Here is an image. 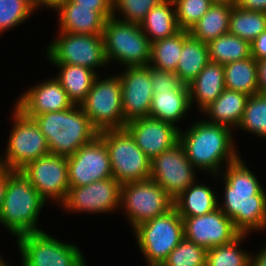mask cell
<instances>
[{
  "mask_svg": "<svg viewBox=\"0 0 266 266\" xmlns=\"http://www.w3.org/2000/svg\"><path fill=\"white\" fill-rule=\"evenodd\" d=\"M223 168L216 175L224 182V201L218 207L241 234L266 230V191L254 172L241 157Z\"/></svg>",
  "mask_w": 266,
  "mask_h": 266,
  "instance_id": "6da1fadb",
  "label": "cell"
},
{
  "mask_svg": "<svg viewBox=\"0 0 266 266\" xmlns=\"http://www.w3.org/2000/svg\"><path fill=\"white\" fill-rule=\"evenodd\" d=\"M233 141L232 129L204 119L179 131V143L187 159L196 170L210 172L214 178L223 171L224 162L226 166L240 157Z\"/></svg>",
  "mask_w": 266,
  "mask_h": 266,
  "instance_id": "7a4b0ae2",
  "label": "cell"
},
{
  "mask_svg": "<svg viewBox=\"0 0 266 266\" xmlns=\"http://www.w3.org/2000/svg\"><path fill=\"white\" fill-rule=\"evenodd\" d=\"M33 119L46 137L50 154L53 155H73L99 133L80 105H73L62 111L46 112Z\"/></svg>",
  "mask_w": 266,
  "mask_h": 266,
  "instance_id": "3957f363",
  "label": "cell"
},
{
  "mask_svg": "<svg viewBox=\"0 0 266 266\" xmlns=\"http://www.w3.org/2000/svg\"><path fill=\"white\" fill-rule=\"evenodd\" d=\"M45 203L30 181L20 171H14L8 177L0 225L16 238L26 233L41 232L37 224Z\"/></svg>",
  "mask_w": 266,
  "mask_h": 266,
  "instance_id": "277c9868",
  "label": "cell"
},
{
  "mask_svg": "<svg viewBox=\"0 0 266 266\" xmlns=\"http://www.w3.org/2000/svg\"><path fill=\"white\" fill-rule=\"evenodd\" d=\"M108 64L115 61L125 67L148 66L151 43L139 24L111 16L102 33Z\"/></svg>",
  "mask_w": 266,
  "mask_h": 266,
  "instance_id": "5b68a950",
  "label": "cell"
},
{
  "mask_svg": "<svg viewBox=\"0 0 266 266\" xmlns=\"http://www.w3.org/2000/svg\"><path fill=\"white\" fill-rule=\"evenodd\" d=\"M133 230L147 266H161L184 238L183 219L175 207Z\"/></svg>",
  "mask_w": 266,
  "mask_h": 266,
  "instance_id": "8992f818",
  "label": "cell"
},
{
  "mask_svg": "<svg viewBox=\"0 0 266 266\" xmlns=\"http://www.w3.org/2000/svg\"><path fill=\"white\" fill-rule=\"evenodd\" d=\"M109 154L112 177L121 185L150 178L151 159L136 145L124 129L104 130L98 133Z\"/></svg>",
  "mask_w": 266,
  "mask_h": 266,
  "instance_id": "52a82bcc",
  "label": "cell"
},
{
  "mask_svg": "<svg viewBox=\"0 0 266 266\" xmlns=\"http://www.w3.org/2000/svg\"><path fill=\"white\" fill-rule=\"evenodd\" d=\"M16 239L22 266H87L77 245L63 243L44 231L22 234Z\"/></svg>",
  "mask_w": 266,
  "mask_h": 266,
  "instance_id": "ba28073f",
  "label": "cell"
},
{
  "mask_svg": "<svg viewBox=\"0 0 266 266\" xmlns=\"http://www.w3.org/2000/svg\"><path fill=\"white\" fill-rule=\"evenodd\" d=\"M108 77L100 79L97 75L92 88L80 104L98 132L124 129L126 125L119 76L116 74Z\"/></svg>",
  "mask_w": 266,
  "mask_h": 266,
  "instance_id": "9c48e42d",
  "label": "cell"
},
{
  "mask_svg": "<svg viewBox=\"0 0 266 266\" xmlns=\"http://www.w3.org/2000/svg\"><path fill=\"white\" fill-rule=\"evenodd\" d=\"M13 107L14 124L4 156H0V164L19 171L29 162L50 154V151L46 137L35 120L26 116L16 106Z\"/></svg>",
  "mask_w": 266,
  "mask_h": 266,
  "instance_id": "30bf717a",
  "label": "cell"
},
{
  "mask_svg": "<svg viewBox=\"0 0 266 266\" xmlns=\"http://www.w3.org/2000/svg\"><path fill=\"white\" fill-rule=\"evenodd\" d=\"M173 207L174 200L153 179L121 185L120 208L125 212L131 229L170 211Z\"/></svg>",
  "mask_w": 266,
  "mask_h": 266,
  "instance_id": "8fae6325",
  "label": "cell"
},
{
  "mask_svg": "<svg viewBox=\"0 0 266 266\" xmlns=\"http://www.w3.org/2000/svg\"><path fill=\"white\" fill-rule=\"evenodd\" d=\"M58 33L45 49L49 62L83 66L94 71L108 65L102 34Z\"/></svg>",
  "mask_w": 266,
  "mask_h": 266,
  "instance_id": "7c38bea8",
  "label": "cell"
},
{
  "mask_svg": "<svg viewBox=\"0 0 266 266\" xmlns=\"http://www.w3.org/2000/svg\"><path fill=\"white\" fill-rule=\"evenodd\" d=\"M38 191L40 196L62 204L69 190L66 156L48 154L26 164L19 170Z\"/></svg>",
  "mask_w": 266,
  "mask_h": 266,
  "instance_id": "4fadbf2b",
  "label": "cell"
},
{
  "mask_svg": "<svg viewBox=\"0 0 266 266\" xmlns=\"http://www.w3.org/2000/svg\"><path fill=\"white\" fill-rule=\"evenodd\" d=\"M121 184L113 177L88 185L69 187L65 201L59 206L71 213L100 214L120 209Z\"/></svg>",
  "mask_w": 266,
  "mask_h": 266,
  "instance_id": "5bb4252c",
  "label": "cell"
},
{
  "mask_svg": "<svg viewBox=\"0 0 266 266\" xmlns=\"http://www.w3.org/2000/svg\"><path fill=\"white\" fill-rule=\"evenodd\" d=\"M195 169L187 159L185 149L178 143L151 160L150 179L174 200L196 181Z\"/></svg>",
  "mask_w": 266,
  "mask_h": 266,
  "instance_id": "9a60e30c",
  "label": "cell"
},
{
  "mask_svg": "<svg viewBox=\"0 0 266 266\" xmlns=\"http://www.w3.org/2000/svg\"><path fill=\"white\" fill-rule=\"evenodd\" d=\"M67 163L70 187L84 186L112 177L107 147L99 135L68 156Z\"/></svg>",
  "mask_w": 266,
  "mask_h": 266,
  "instance_id": "2e32d148",
  "label": "cell"
},
{
  "mask_svg": "<svg viewBox=\"0 0 266 266\" xmlns=\"http://www.w3.org/2000/svg\"><path fill=\"white\" fill-rule=\"evenodd\" d=\"M181 218L184 238L206 250L228 244L241 234L219 207L201 216Z\"/></svg>",
  "mask_w": 266,
  "mask_h": 266,
  "instance_id": "e0dca14e",
  "label": "cell"
},
{
  "mask_svg": "<svg viewBox=\"0 0 266 266\" xmlns=\"http://www.w3.org/2000/svg\"><path fill=\"white\" fill-rule=\"evenodd\" d=\"M118 76L121 82L124 121L128 123L134 119L149 117L154 93L151 67H125Z\"/></svg>",
  "mask_w": 266,
  "mask_h": 266,
  "instance_id": "ac0fdd59",
  "label": "cell"
},
{
  "mask_svg": "<svg viewBox=\"0 0 266 266\" xmlns=\"http://www.w3.org/2000/svg\"><path fill=\"white\" fill-rule=\"evenodd\" d=\"M125 129L151 160L179 143V126L152 117L134 119Z\"/></svg>",
  "mask_w": 266,
  "mask_h": 266,
  "instance_id": "d6986e66",
  "label": "cell"
},
{
  "mask_svg": "<svg viewBox=\"0 0 266 266\" xmlns=\"http://www.w3.org/2000/svg\"><path fill=\"white\" fill-rule=\"evenodd\" d=\"M73 105L55 77L28 88L15 101V106L30 118L46 112L62 111Z\"/></svg>",
  "mask_w": 266,
  "mask_h": 266,
  "instance_id": "ffe728a7",
  "label": "cell"
},
{
  "mask_svg": "<svg viewBox=\"0 0 266 266\" xmlns=\"http://www.w3.org/2000/svg\"><path fill=\"white\" fill-rule=\"evenodd\" d=\"M53 10L59 16L58 31L91 35L103 33L107 19L94 7L77 6L71 0H60Z\"/></svg>",
  "mask_w": 266,
  "mask_h": 266,
  "instance_id": "44dd1931",
  "label": "cell"
},
{
  "mask_svg": "<svg viewBox=\"0 0 266 266\" xmlns=\"http://www.w3.org/2000/svg\"><path fill=\"white\" fill-rule=\"evenodd\" d=\"M188 88L190 105L195 102L203 112L225 90L224 66L210 61Z\"/></svg>",
  "mask_w": 266,
  "mask_h": 266,
  "instance_id": "7402d4cb",
  "label": "cell"
},
{
  "mask_svg": "<svg viewBox=\"0 0 266 266\" xmlns=\"http://www.w3.org/2000/svg\"><path fill=\"white\" fill-rule=\"evenodd\" d=\"M248 97L245 93L225 89L202 114L207 115V122L237 130Z\"/></svg>",
  "mask_w": 266,
  "mask_h": 266,
  "instance_id": "603a6c76",
  "label": "cell"
},
{
  "mask_svg": "<svg viewBox=\"0 0 266 266\" xmlns=\"http://www.w3.org/2000/svg\"><path fill=\"white\" fill-rule=\"evenodd\" d=\"M149 117L177 125L191 109L189 90L153 91Z\"/></svg>",
  "mask_w": 266,
  "mask_h": 266,
  "instance_id": "cb8c5ba5",
  "label": "cell"
},
{
  "mask_svg": "<svg viewBox=\"0 0 266 266\" xmlns=\"http://www.w3.org/2000/svg\"><path fill=\"white\" fill-rule=\"evenodd\" d=\"M234 2H215L200 20L191 28L189 34L205 44L229 32L230 15Z\"/></svg>",
  "mask_w": 266,
  "mask_h": 266,
  "instance_id": "d4e9b609",
  "label": "cell"
},
{
  "mask_svg": "<svg viewBox=\"0 0 266 266\" xmlns=\"http://www.w3.org/2000/svg\"><path fill=\"white\" fill-rule=\"evenodd\" d=\"M192 183L174 199V207L181 217L201 216L218 208L216 193L204 183Z\"/></svg>",
  "mask_w": 266,
  "mask_h": 266,
  "instance_id": "484cf974",
  "label": "cell"
},
{
  "mask_svg": "<svg viewBox=\"0 0 266 266\" xmlns=\"http://www.w3.org/2000/svg\"><path fill=\"white\" fill-rule=\"evenodd\" d=\"M140 26L150 43L173 36L179 31L174 1H161L146 14Z\"/></svg>",
  "mask_w": 266,
  "mask_h": 266,
  "instance_id": "4316f807",
  "label": "cell"
},
{
  "mask_svg": "<svg viewBox=\"0 0 266 266\" xmlns=\"http://www.w3.org/2000/svg\"><path fill=\"white\" fill-rule=\"evenodd\" d=\"M59 68L55 78L67 93L69 100L74 105H80L92 88L97 76V71L70 64H52Z\"/></svg>",
  "mask_w": 266,
  "mask_h": 266,
  "instance_id": "83f0119b",
  "label": "cell"
},
{
  "mask_svg": "<svg viewBox=\"0 0 266 266\" xmlns=\"http://www.w3.org/2000/svg\"><path fill=\"white\" fill-rule=\"evenodd\" d=\"M210 62L208 44L189 35L183 42L175 74L188 85Z\"/></svg>",
  "mask_w": 266,
  "mask_h": 266,
  "instance_id": "f1b7e54d",
  "label": "cell"
},
{
  "mask_svg": "<svg viewBox=\"0 0 266 266\" xmlns=\"http://www.w3.org/2000/svg\"><path fill=\"white\" fill-rule=\"evenodd\" d=\"M225 89L252 96L258 91L256 60L249 57L224 64Z\"/></svg>",
  "mask_w": 266,
  "mask_h": 266,
  "instance_id": "f546056e",
  "label": "cell"
},
{
  "mask_svg": "<svg viewBox=\"0 0 266 266\" xmlns=\"http://www.w3.org/2000/svg\"><path fill=\"white\" fill-rule=\"evenodd\" d=\"M189 35V31L179 30L171 37L151 43L149 66L159 71L175 73L183 42Z\"/></svg>",
  "mask_w": 266,
  "mask_h": 266,
  "instance_id": "4dcf8cb0",
  "label": "cell"
},
{
  "mask_svg": "<svg viewBox=\"0 0 266 266\" xmlns=\"http://www.w3.org/2000/svg\"><path fill=\"white\" fill-rule=\"evenodd\" d=\"M208 49L210 61L222 65L251 57V43L229 32L211 41Z\"/></svg>",
  "mask_w": 266,
  "mask_h": 266,
  "instance_id": "1f68e13d",
  "label": "cell"
},
{
  "mask_svg": "<svg viewBox=\"0 0 266 266\" xmlns=\"http://www.w3.org/2000/svg\"><path fill=\"white\" fill-rule=\"evenodd\" d=\"M264 30H266V12L245 10L233 4L229 33L251 43Z\"/></svg>",
  "mask_w": 266,
  "mask_h": 266,
  "instance_id": "d6a6232c",
  "label": "cell"
},
{
  "mask_svg": "<svg viewBox=\"0 0 266 266\" xmlns=\"http://www.w3.org/2000/svg\"><path fill=\"white\" fill-rule=\"evenodd\" d=\"M249 234H240L232 242L212 247L206 253V266H250V252L240 249V244Z\"/></svg>",
  "mask_w": 266,
  "mask_h": 266,
  "instance_id": "836d02e7",
  "label": "cell"
},
{
  "mask_svg": "<svg viewBox=\"0 0 266 266\" xmlns=\"http://www.w3.org/2000/svg\"><path fill=\"white\" fill-rule=\"evenodd\" d=\"M266 139V94L249 96L238 128Z\"/></svg>",
  "mask_w": 266,
  "mask_h": 266,
  "instance_id": "e575fe53",
  "label": "cell"
},
{
  "mask_svg": "<svg viewBox=\"0 0 266 266\" xmlns=\"http://www.w3.org/2000/svg\"><path fill=\"white\" fill-rule=\"evenodd\" d=\"M207 250L183 238L161 266H206Z\"/></svg>",
  "mask_w": 266,
  "mask_h": 266,
  "instance_id": "d590c367",
  "label": "cell"
},
{
  "mask_svg": "<svg viewBox=\"0 0 266 266\" xmlns=\"http://www.w3.org/2000/svg\"><path fill=\"white\" fill-rule=\"evenodd\" d=\"M35 10L29 0H0V34L20 25Z\"/></svg>",
  "mask_w": 266,
  "mask_h": 266,
  "instance_id": "8d00e7d4",
  "label": "cell"
},
{
  "mask_svg": "<svg viewBox=\"0 0 266 266\" xmlns=\"http://www.w3.org/2000/svg\"><path fill=\"white\" fill-rule=\"evenodd\" d=\"M179 30L190 31L214 3L211 0H173Z\"/></svg>",
  "mask_w": 266,
  "mask_h": 266,
  "instance_id": "74e56055",
  "label": "cell"
},
{
  "mask_svg": "<svg viewBox=\"0 0 266 266\" xmlns=\"http://www.w3.org/2000/svg\"><path fill=\"white\" fill-rule=\"evenodd\" d=\"M163 0H113V16L120 13L125 22L141 24L146 14Z\"/></svg>",
  "mask_w": 266,
  "mask_h": 266,
  "instance_id": "f35d334b",
  "label": "cell"
},
{
  "mask_svg": "<svg viewBox=\"0 0 266 266\" xmlns=\"http://www.w3.org/2000/svg\"><path fill=\"white\" fill-rule=\"evenodd\" d=\"M151 85L153 91L189 90L174 72L159 71L151 67Z\"/></svg>",
  "mask_w": 266,
  "mask_h": 266,
  "instance_id": "ab89813d",
  "label": "cell"
},
{
  "mask_svg": "<svg viewBox=\"0 0 266 266\" xmlns=\"http://www.w3.org/2000/svg\"><path fill=\"white\" fill-rule=\"evenodd\" d=\"M77 6L94 7L106 19L113 16V0H71Z\"/></svg>",
  "mask_w": 266,
  "mask_h": 266,
  "instance_id": "60d3db41",
  "label": "cell"
},
{
  "mask_svg": "<svg viewBox=\"0 0 266 266\" xmlns=\"http://www.w3.org/2000/svg\"><path fill=\"white\" fill-rule=\"evenodd\" d=\"M251 57L256 61L266 59V30L251 42Z\"/></svg>",
  "mask_w": 266,
  "mask_h": 266,
  "instance_id": "b9f144b4",
  "label": "cell"
},
{
  "mask_svg": "<svg viewBox=\"0 0 266 266\" xmlns=\"http://www.w3.org/2000/svg\"><path fill=\"white\" fill-rule=\"evenodd\" d=\"M239 8L256 12H266V0H235Z\"/></svg>",
  "mask_w": 266,
  "mask_h": 266,
  "instance_id": "7bdbcfd3",
  "label": "cell"
},
{
  "mask_svg": "<svg viewBox=\"0 0 266 266\" xmlns=\"http://www.w3.org/2000/svg\"><path fill=\"white\" fill-rule=\"evenodd\" d=\"M259 93L266 94V59L256 61Z\"/></svg>",
  "mask_w": 266,
  "mask_h": 266,
  "instance_id": "ee69618b",
  "label": "cell"
},
{
  "mask_svg": "<svg viewBox=\"0 0 266 266\" xmlns=\"http://www.w3.org/2000/svg\"><path fill=\"white\" fill-rule=\"evenodd\" d=\"M14 172V170L8 169L6 166L0 164V210L2 207L3 199L5 196V190L7 186L8 177Z\"/></svg>",
  "mask_w": 266,
  "mask_h": 266,
  "instance_id": "f6af8a7d",
  "label": "cell"
},
{
  "mask_svg": "<svg viewBox=\"0 0 266 266\" xmlns=\"http://www.w3.org/2000/svg\"><path fill=\"white\" fill-rule=\"evenodd\" d=\"M263 247L256 255L251 254L250 266H266V246Z\"/></svg>",
  "mask_w": 266,
  "mask_h": 266,
  "instance_id": "bcb514c9",
  "label": "cell"
},
{
  "mask_svg": "<svg viewBox=\"0 0 266 266\" xmlns=\"http://www.w3.org/2000/svg\"><path fill=\"white\" fill-rule=\"evenodd\" d=\"M60 0H29L30 4L37 10L42 6L45 8H51L52 10L57 6Z\"/></svg>",
  "mask_w": 266,
  "mask_h": 266,
  "instance_id": "7dc6e473",
  "label": "cell"
},
{
  "mask_svg": "<svg viewBox=\"0 0 266 266\" xmlns=\"http://www.w3.org/2000/svg\"><path fill=\"white\" fill-rule=\"evenodd\" d=\"M212 2H234L235 0H211Z\"/></svg>",
  "mask_w": 266,
  "mask_h": 266,
  "instance_id": "c3c4849f",
  "label": "cell"
},
{
  "mask_svg": "<svg viewBox=\"0 0 266 266\" xmlns=\"http://www.w3.org/2000/svg\"><path fill=\"white\" fill-rule=\"evenodd\" d=\"M0 266H6V262L2 259L1 255H0Z\"/></svg>",
  "mask_w": 266,
  "mask_h": 266,
  "instance_id": "681fc988",
  "label": "cell"
}]
</instances>
